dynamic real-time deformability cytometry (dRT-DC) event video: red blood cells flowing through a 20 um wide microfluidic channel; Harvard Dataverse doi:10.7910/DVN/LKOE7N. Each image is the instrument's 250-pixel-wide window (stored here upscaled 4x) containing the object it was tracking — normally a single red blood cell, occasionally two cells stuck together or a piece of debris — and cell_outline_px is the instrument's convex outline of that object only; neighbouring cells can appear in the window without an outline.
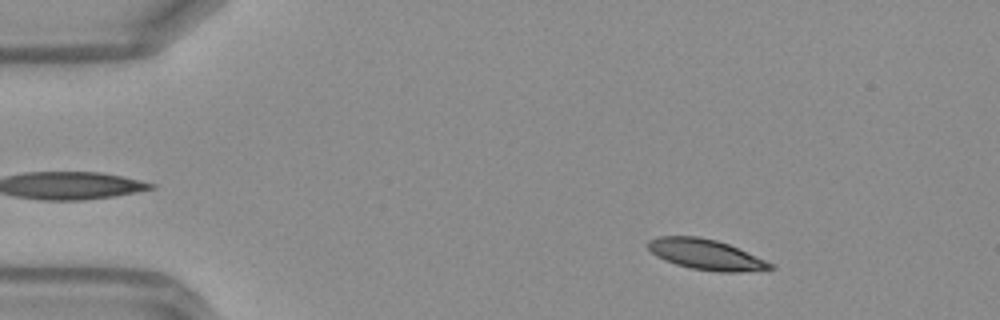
{"species": "Egyptian fruit bat (a non-hibernating species)", "species_latin": "Rousettus aegyptiacus", "temperature_condition": "warm", "stored_images_in_passage": 48, "camera_frame_rate_fps": 3000, "um_per_image_px": 0.085, "frame": {"image": 1, "passage_image": 6, "time_ms": 1.667, "image_size_px": [1000, 320], "cell_outline_px": [[776, 268], [740, 272], [720, 272], [692, 268], [676, 264], [664, 260], [656, 256], [648, 248], [648, 240], [660, 236], [696, 236], [716, 240], [728, 244], [764, 260], [772, 264]], "centroid_in_image_um": [59.96, 21.63], "position_along_channel_um": 25.0, "area_um2": 21.33}}
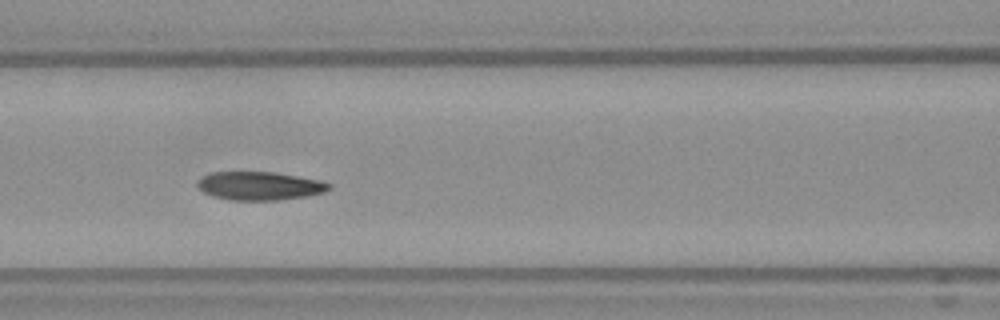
{"frame": {"image": 2, "passage_image": 20, "time_ms": 6.333, "image_size_px": [1000, 320], "cell_outline_px": [[332, 188], [324, 192], [304, 196], [280, 200], [228, 200], [212, 196], [204, 192], [196, 184], [196, 180], [200, 176], [212, 172], [276, 172], [320, 180], [332, 184]], "centroid_in_image_um": [22.04, 15.79], "position_along_channel_um": 144.6, "area_um2": 21.96}}
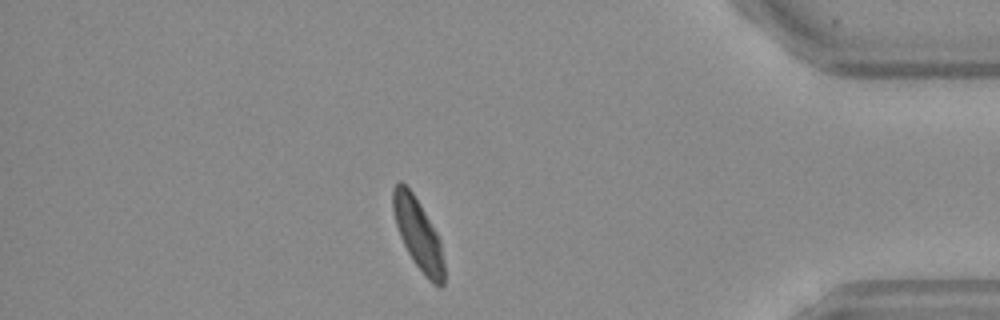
{"frame": {"image": 3, "passage_image": 41, "time_ms": 13.333, "image_size_px": [1000, 320], "cell_outline_px": [[444, 284], [440, 288], [432, 284], [424, 276], [412, 260], [400, 236], [396, 224], [392, 208], [392, 188], [400, 180], [412, 192], [436, 232], [440, 240], [444, 264]], "centroid_in_image_um": [35.54, 19.95], "position_along_channel_um": 399.7, "area_um2": 20.98}, "authors_computed_cell_mechanics": {"area_um2": 21.9062, "velocity_mm_per_s": 4.1673, "shape_relaxation_time_tau1_ms": 3.6013, "shape_relaxation_time_tau2_ms": 1.8177, "deformation_change_tau1": 0.1904, "deformation_change_tau2": 0.082}}